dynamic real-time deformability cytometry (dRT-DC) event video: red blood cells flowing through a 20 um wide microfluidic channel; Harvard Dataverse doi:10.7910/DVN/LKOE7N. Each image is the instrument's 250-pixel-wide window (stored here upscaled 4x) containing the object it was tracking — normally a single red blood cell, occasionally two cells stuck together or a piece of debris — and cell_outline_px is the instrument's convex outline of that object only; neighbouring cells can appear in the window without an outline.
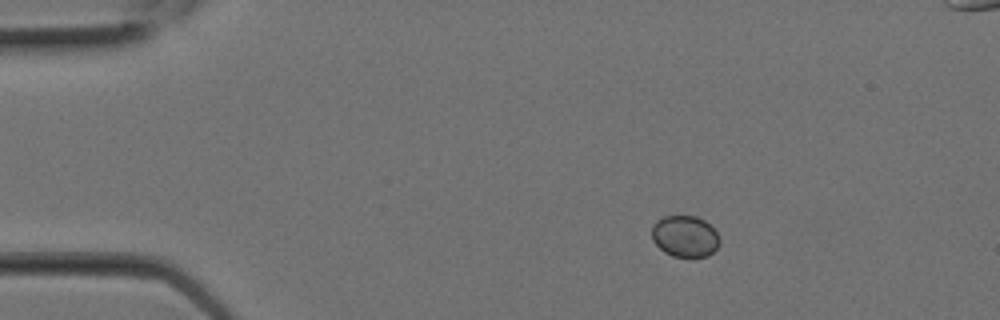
{"species": "Egyptian fruit bat (a non-hibernating species)", "species_latin": "Rousettus aegyptiacus", "temperature_condition": "room temperature", "stored_images_in_passage": 3, "camera_frame_rate_fps": 3000, "um_per_image_px": 0.085, "animal": {"sex": "female"}, "frame": {"image": 1, "passage_image": 1, "time_ms": 0.0, "image_size_px": [1000, 320], "cell_outline_px": [[720, 244], [708, 256], [672, 256], [664, 252], [652, 240], [652, 224], [656, 220], [664, 216], [696, 216], [704, 220], [720, 236]], "centroid_in_image_um": [58.21, 20.07], "position_along_channel_um": 26.8, "area_um2": 16.36}}